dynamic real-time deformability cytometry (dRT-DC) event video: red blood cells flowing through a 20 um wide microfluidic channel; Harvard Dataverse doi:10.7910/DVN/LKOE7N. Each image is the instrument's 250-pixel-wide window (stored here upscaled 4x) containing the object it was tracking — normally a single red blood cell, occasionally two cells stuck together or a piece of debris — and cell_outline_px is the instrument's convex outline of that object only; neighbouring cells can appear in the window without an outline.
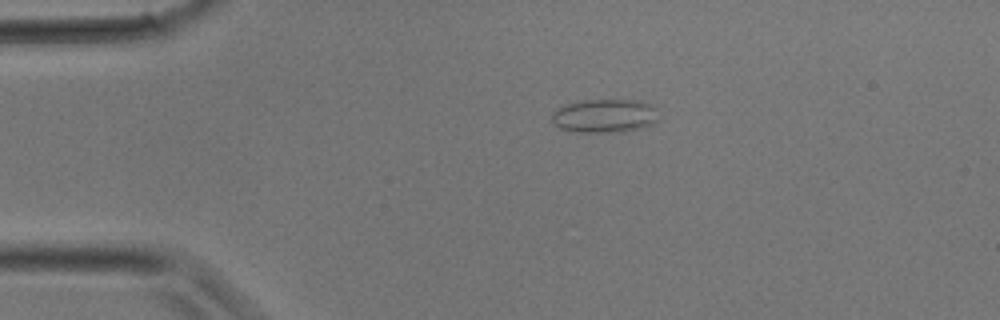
{"species": "common noctule bat (a hibernating species)", "species_latin": "Nyctalus noctula", "temperature_condition": "room temperature", "stored_images_in_passage": 26, "camera_frame_rate_fps": 3000, "um_per_image_px": 0.085, "animal": {"sex": "male", "body_mass_g": 17.9}, "frame": {"image": 1, "passage_image": 1, "time_ms": 0.0, "image_size_px": [1000, 320], "cell_outline_px": [[660, 120], [652, 124], [640, 128], [624, 132], [576, 132], [560, 128], [552, 120], [552, 112], [556, 108], [564, 104], [580, 100], [640, 100], [652, 104], [656, 108]], "centroid_in_image_um": [51.43, 9.84], "position_along_channel_um": 33.6, "area_um2": 21.33}}
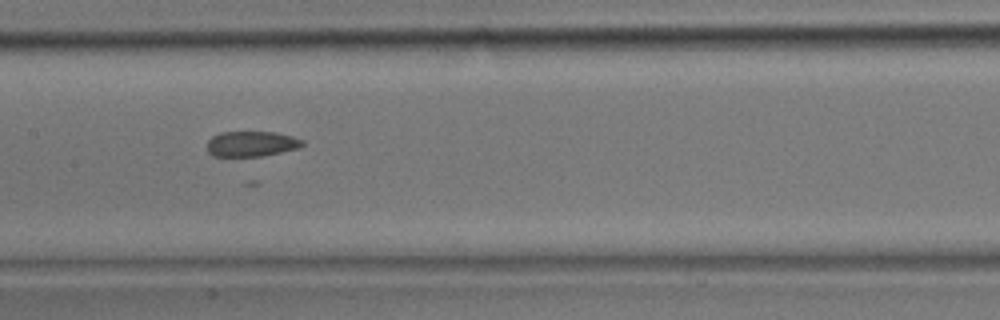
{"frame": {"image": 2, "passage_image": 10, "time_ms": 3.0, "image_size_px": [1000, 320], "cell_outline_px": [[304, 144], [300, 148], [260, 156], [212, 156], [208, 152], [208, 140], [212, 136], [220, 132], [276, 132], [292, 136], [304, 140]], "centroid_in_image_um": [21.38, 12.22], "position_along_channel_um": 186.0, "area_um2": 14.1}}
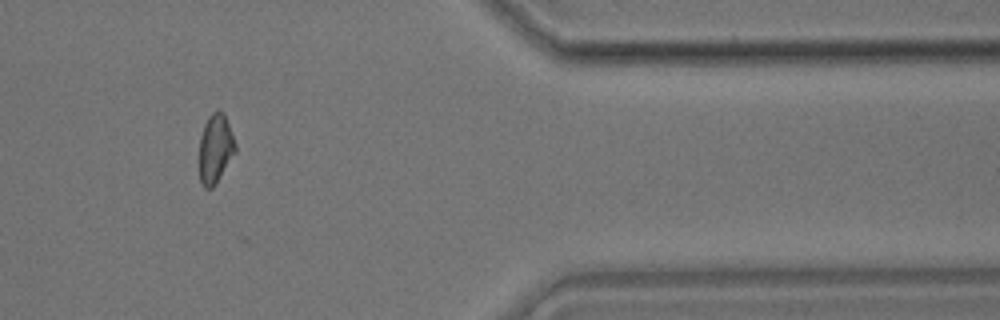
{"frame": {"image": 3, "passage_image": 21, "time_ms": 6.667, "image_size_px": [1000, 320], "cell_outline_px": [[236, 152], [216, 184], [212, 188], [204, 188], [200, 184], [200, 136], [204, 124], [208, 116], [212, 112], [224, 112], [236, 144]], "centroid_in_image_um": [18.31, 12.66], "position_along_channel_um": 393.1, "area_um2": 14.57}}